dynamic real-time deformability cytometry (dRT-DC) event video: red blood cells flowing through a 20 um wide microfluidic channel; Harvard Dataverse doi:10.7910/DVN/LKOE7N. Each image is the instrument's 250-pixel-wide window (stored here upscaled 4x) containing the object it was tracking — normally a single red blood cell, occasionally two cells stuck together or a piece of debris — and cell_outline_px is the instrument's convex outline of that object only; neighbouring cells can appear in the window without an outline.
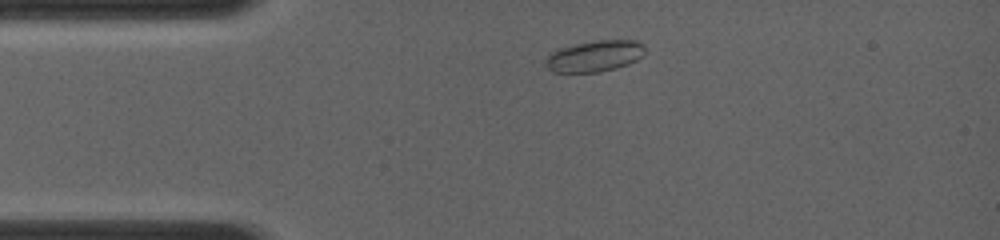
{"species": "common noctule bat (a hibernating species)", "species_latin": "Nyctalus noctula", "temperature_condition": "room temperature", "stored_images_in_passage": 6, "camera_frame_rate_fps": 4000, "um_per_image_px": 0.085, "animal": {"sex": "female", "body_mass_g": 19.0, "forearm_length_mm": 56.7}, "frame": {"image": 1, "passage_image": 2, "time_ms": 0.5, "image_size_px": [1000, 240], "cell_outline_px": [[644, 56], [628, 64], [616, 68], [596, 72], [552, 72], [548, 68], [544, 60], [552, 52], [560, 48], [576, 44], [596, 40], [636, 40], [644, 44]], "centroid_in_image_um": [50.57, 4.76], "position_along_channel_um": 34.4, "area_um2": 18.03}}
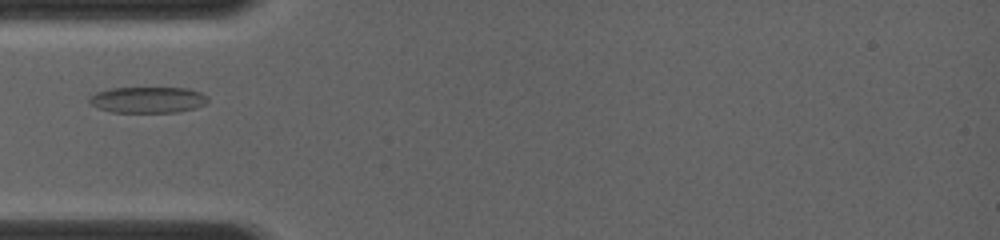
{"frame": {"image": 2, "passage_image": 4, "time_ms": 2.0, "image_size_px": [1000, 240], "cell_outline_px": [[208, 100], [204, 104], [196, 108], [176, 112], [112, 112], [88, 104], [88, 96], [96, 92], [112, 88], [188, 88], [200, 92], [208, 96]], "centroid_in_image_um": [12.54, 8.48], "position_along_channel_um": 72.5, "area_um2": 18.09}}